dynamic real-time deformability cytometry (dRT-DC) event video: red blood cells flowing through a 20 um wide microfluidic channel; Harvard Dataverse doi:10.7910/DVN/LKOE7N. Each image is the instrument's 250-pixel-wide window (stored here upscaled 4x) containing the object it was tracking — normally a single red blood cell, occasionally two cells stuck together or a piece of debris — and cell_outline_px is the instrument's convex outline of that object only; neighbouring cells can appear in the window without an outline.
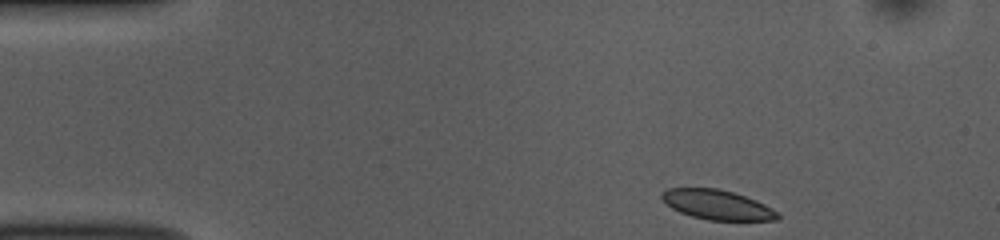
{"species": "common noctule bat (a hibernating species)", "species_latin": "Nyctalus noctula", "temperature_condition": "room temperature", "stored_images_in_passage": 46, "camera_frame_rate_fps": 3000, "um_per_image_px": 0.085, "animal": {"sex": "female", "body_mass_g": 10.0, "forearm_length_mm": 53.1}, "frame": {"image": 1, "passage_image": 1, "time_ms": 0.0, "image_size_px": [1000, 240], "cell_outline_px": [[780, 216], [776, 220], [708, 220], [692, 216], [680, 212], [672, 208], [660, 196], [668, 188], [720, 188], [756, 200], [780, 212]], "centroid_in_image_um": [61.0, 17.4], "position_along_channel_um": 24.0, "area_um2": 19.88}}
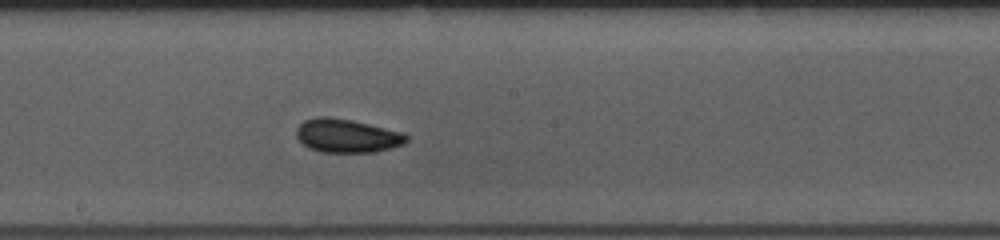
{"frame": {"image": 2, "passage_image": 22, "time_ms": 7.0, "image_size_px": [1000, 240], "cell_outline_px": [[408, 140], [404, 144], [376, 152], [320, 152], [308, 148], [296, 136], [296, 128], [304, 120], [316, 116], [328, 116], [352, 120], [400, 132], [408, 136]], "centroid_in_image_um": [29.45, 11.54], "position_along_channel_um": 218.7, "area_um2": 21.5}}
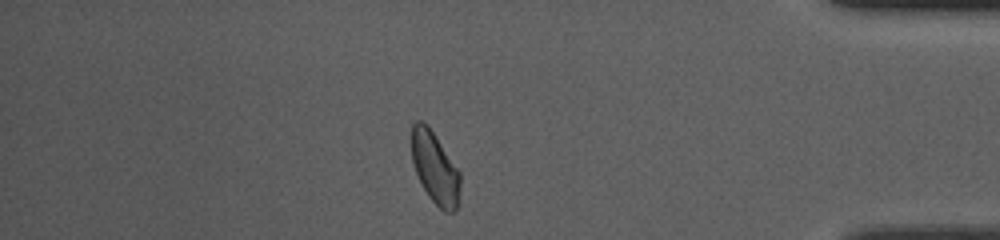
{"frame": {"image": 3, "passage_image": 39, "time_ms": 12.667, "image_size_px": [1000, 240], "cell_outline_px": [[460, 192], [456, 212], [444, 212], [428, 196], [416, 172], [412, 160], [412, 124], [416, 120], [420, 120], [428, 124], [460, 172]], "centroid_in_image_um": [36.99, 14.27], "position_along_channel_um": 398.2, "area_um2": 20.29}, "authors_computed_cell_mechanics": {"area_um2": 20.9814, "velocity_mm_per_s": 3.7824, "shape_relaxation_time_tau1_ms": 2.2769, "shape_relaxation_time_tau2_ms": 4.5921, "deformation_change_tau1": 0.078, "deformation_change_tau2": 0.0689}}